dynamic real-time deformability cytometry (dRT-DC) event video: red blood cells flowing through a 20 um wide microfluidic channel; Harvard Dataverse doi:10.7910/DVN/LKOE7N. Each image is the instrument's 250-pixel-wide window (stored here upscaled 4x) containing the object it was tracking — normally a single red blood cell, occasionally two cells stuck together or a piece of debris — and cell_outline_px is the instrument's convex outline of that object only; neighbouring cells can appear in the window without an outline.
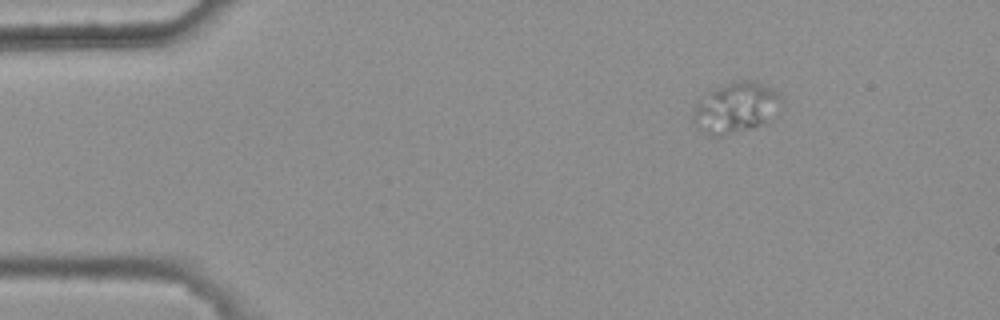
{"species": "common noctule bat (a hibernating species)", "species_latin": "Nyctalus noctula", "temperature_condition": "warm", "stored_images_in_passage": 4, "segment_of_instrument_passage": [1, 2], "camera_frame_rate_fps": 3000, "um_per_image_px": 0.085, "animal": {"sex": "female", "body_mass_g": 25.1}, "frame": {"image": 1, "passage_image": 1, "time_ms": 0.0, "image_size_px": [1000, 320], "cell_outline_px": [[780, 100], [768, 120], [760, 124], [736, 132], [720, 136], [712, 136], [704, 132], [696, 124], [696, 108], [716, 88], [732, 80], [752, 80], [776, 92]], "centroid_in_image_um": [62.55, 9.15], "position_along_channel_um": 22.5, "area_um2": 24.16}}
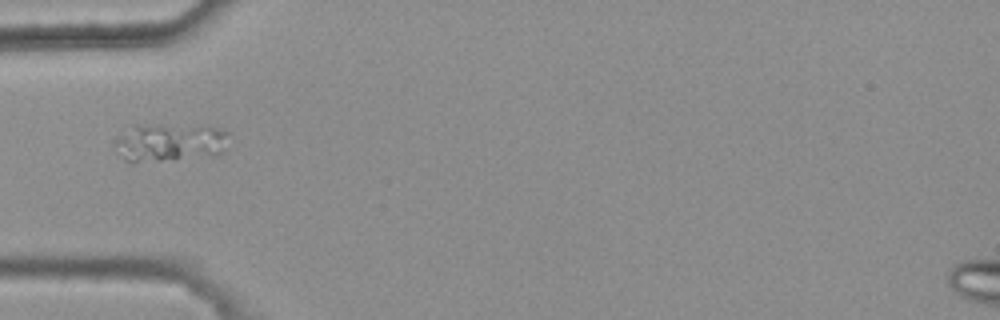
{"frame": {"image": 2, "passage_image": 3, "time_ms": 0.667, "image_size_px": [1000, 320], "cell_outline_px": [[228, 148], [216, 156], [132, 164], [124, 160], [112, 148], [116, 140], [120, 136], [136, 128], [208, 124], [220, 128], [228, 132]], "centroid_in_image_um": [14.55, 12.18], "position_along_channel_um": 70.5, "area_um2": 25.61}}